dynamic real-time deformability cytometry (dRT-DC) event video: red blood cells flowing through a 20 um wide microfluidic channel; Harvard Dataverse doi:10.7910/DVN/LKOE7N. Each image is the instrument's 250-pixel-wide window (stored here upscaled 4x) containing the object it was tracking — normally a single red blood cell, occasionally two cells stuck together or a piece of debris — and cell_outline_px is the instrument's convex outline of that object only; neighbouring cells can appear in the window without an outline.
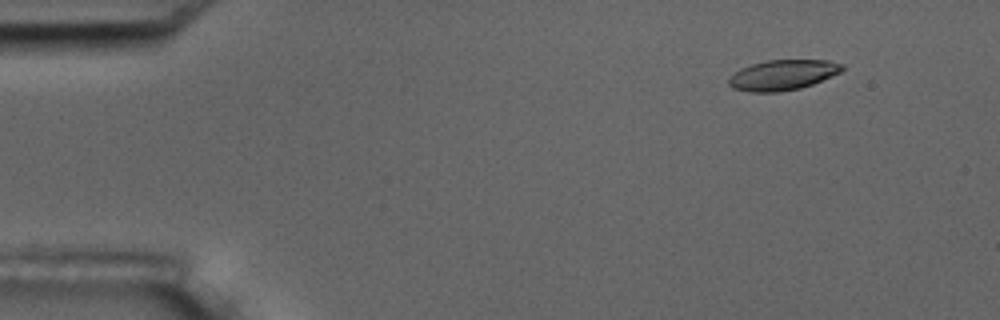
{"species": "common noctule bat (a hibernating species)", "species_latin": "Nyctalus noctula", "temperature_condition": "room temperature", "stored_images_in_passage": 5, "camera_frame_rate_fps": 3000, "um_per_image_px": 0.085, "animal": {"sex": "male", "body_mass_g": 17.5, "forearm_length_mm": 52.3}, "frame": {"image": 1, "passage_image": 2, "time_ms": 1.0, "image_size_px": [1000, 320], "cell_outline_px": [[844, 68], [840, 72], [832, 76], [812, 84], [800, 88], [780, 92], [748, 92], [732, 88], [728, 84], [728, 76], [740, 68], [752, 64], [768, 60], [828, 60], [844, 64]], "centroid_in_image_um": [66.5, 6.37], "position_along_channel_um": 18.5, "area_um2": 20.17}}
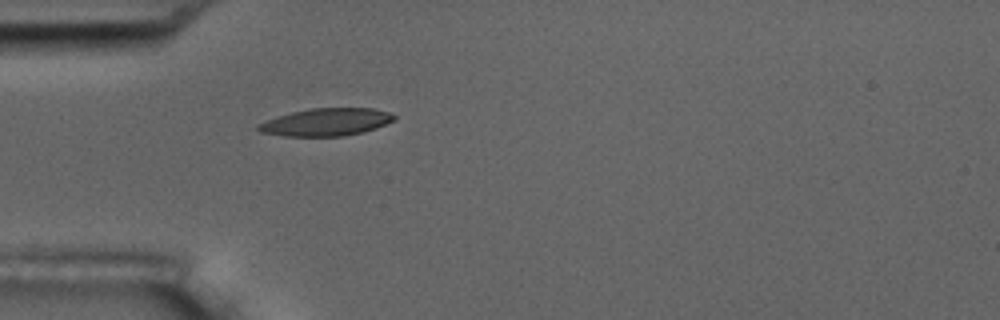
{"frame": {"image": 2, "passage_image": 5, "time_ms": 4.667, "image_size_px": [1000, 320], "cell_outline_px": [[396, 120], [376, 128], [364, 132], [344, 136], [284, 136], [260, 132], [256, 128], [256, 124], [276, 116], [292, 112], [312, 108], [372, 108], [388, 112], [396, 116]], "centroid_in_image_um": [27.71, 10.38], "position_along_channel_um": 57.3, "area_um2": 21.96}}